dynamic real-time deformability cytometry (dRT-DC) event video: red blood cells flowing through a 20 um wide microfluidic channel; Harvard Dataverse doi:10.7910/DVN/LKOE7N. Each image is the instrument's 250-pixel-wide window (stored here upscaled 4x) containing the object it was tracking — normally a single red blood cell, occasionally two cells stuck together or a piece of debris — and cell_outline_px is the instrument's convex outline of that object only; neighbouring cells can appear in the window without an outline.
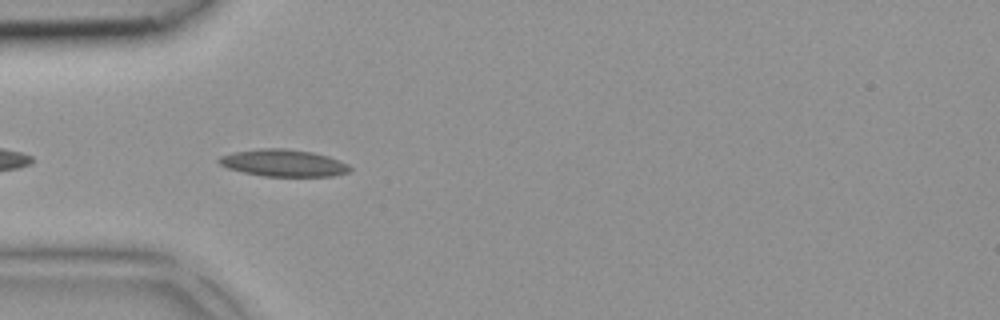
{"species": "common noctule bat (a hibernating species)", "species_latin": "Nyctalus noctula", "temperature_condition": "room temperature", "stored_images_in_passage": 5, "camera_frame_rate_fps": 3000, "um_per_image_px": 0.085, "animal": {"sex": "female", "body_mass_g": 18.4}, "frame": {"image": 1, "passage_image": 2, "time_ms": 0.333, "image_size_px": [1000, 320], "cell_outline_px": [[352, 168], [348, 172], [332, 176], [264, 176], [244, 172], [228, 168], [220, 164], [216, 160], [220, 156], [232, 152], [260, 148], [284, 148], [312, 152], [328, 156], [348, 164]], "centroid_in_image_um": [24.07, 13.84], "position_along_channel_um": 60.9, "area_um2": 20.58}}